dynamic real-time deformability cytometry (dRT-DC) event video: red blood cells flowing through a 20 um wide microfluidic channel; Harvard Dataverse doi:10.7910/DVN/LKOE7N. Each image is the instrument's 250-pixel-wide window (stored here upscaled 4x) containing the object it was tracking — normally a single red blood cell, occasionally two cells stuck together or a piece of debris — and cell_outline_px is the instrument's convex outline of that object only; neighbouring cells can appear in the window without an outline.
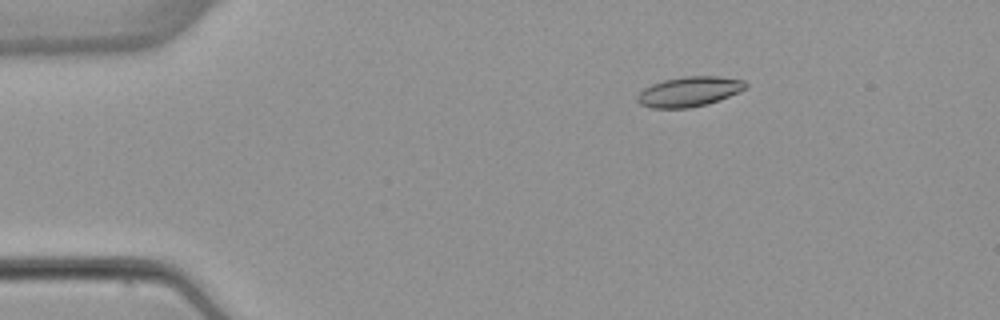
{"species": "common noctule bat (a hibernating species)", "species_latin": "Nyctalus noctula", "temperature_condition": "warm", "stored_images_in_passage": 3, "camera_frame_rate_fps": 3000, "um_per_image_px": 0.085, "animal": {"sex": "female", "body_mass_g": 22.7, "forearm_length_mm": 54.2}, "frame": {"image": 1, "passage_image": 2, "time_ms": 1.333, "image_size_px": [1000, 320], "cell_outline_px": [[748, 88], [740, 92], [720, 100], [708, 104], [688, 108], [652, 108], [640, 104], [636, 100], [636, 96], [644, 88], [652, 84], [664, 80], [684, 76], [720, 76], [744, 80], [748, 84]], "centroid_in_image_um": [58.62, 7.78], "position_along_channel_um": 26.4, "area_um2": 19.13}}